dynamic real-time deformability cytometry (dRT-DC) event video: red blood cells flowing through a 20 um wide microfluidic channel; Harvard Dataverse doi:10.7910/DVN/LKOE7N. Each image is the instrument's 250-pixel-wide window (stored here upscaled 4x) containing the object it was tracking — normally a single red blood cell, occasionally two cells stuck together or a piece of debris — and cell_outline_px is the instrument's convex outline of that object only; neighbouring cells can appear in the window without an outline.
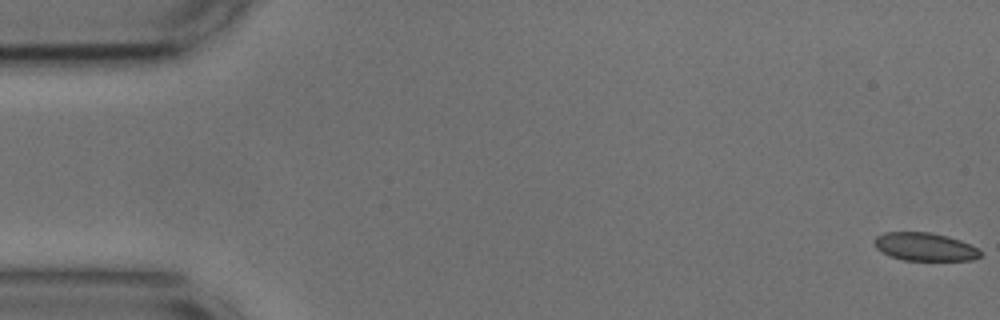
{"species": "common noctule bat (a hibernating species)", "species_latin": "Nyctalus noctula", "temperature_condition": "cold", "stored_images_in_passage": 55, "camera_frame_rate_fps": 3000, "um_per_image_px": 0.085, "animal": {"sex": "male", "body_mass_g": 17.9, "forearm_length_mm": 54.2}, "frame": {"image": 1, "passage_image": 1, "time_ms": 0.0, "image_size_px": [1000, 320], "cell_outline_px": [[984, 256], [976, 260], [904, 260], [892, 256], [876, 248], [872, 240], [876, 236], [884, 232], [932, 232], [948, 236], [960, 240], [984, 252]], "centroid_in_image_um": [78.65, 20.97], "position_along_channel_um": 6.3, "area_um2": 17.51}}
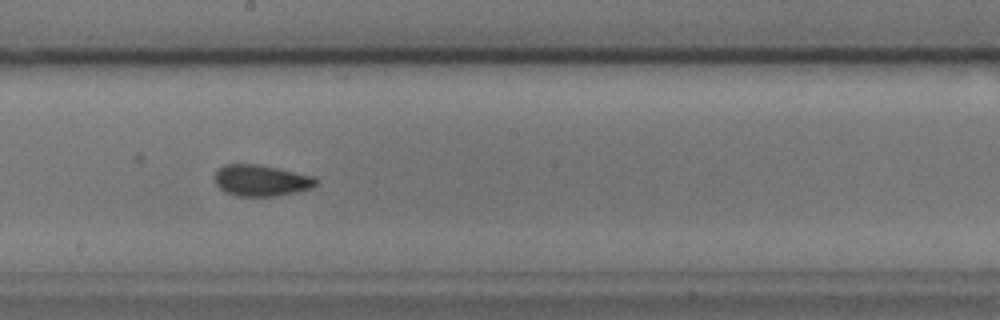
{"frame": {"image": 2, "passage_image": 30, "time_ms": 9.667, "image_size_px": [1000, 320], "cell_outline_px": [[320, 180], [312, 188], [276, 196], [236, 196], [224, 192], [216, 184], [216, 172], [224, 164], [260, 164], [316, 176]], "centroid_in_image_um": [22.24, 15.33], "position_along_channel_um": 226.0, "area_um2": 18.61}}
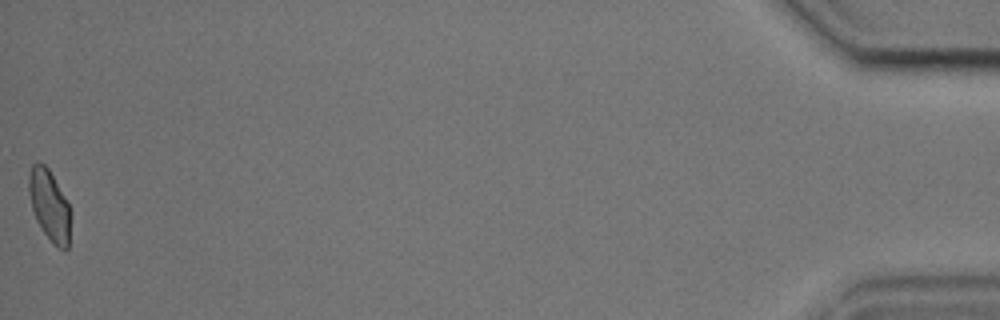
{"frame": {"image": 3, "passage_image": 55, "time_ms": 18.0, "image_size_px": [1000, 320], "cell_outline_px": [[68, 248], [64, 252], [52, 244], [36, 220], [32, 208], [28, 192], [28, 176], [32, 164], [44, 164], [48, 168], [68, 204]], "centroid_in_image_um": [4.15, 17.48], "position_along_channel_um": 431.0, "area_um2": 16.7}, "authors_computed_cell_mechanics": {"area_um2": 18.3226, "velocity_mm_per_s": 3.6486, "shape_relaxation_time_tau1_ms": 6.4552, "shape_relaxation_time_tau2_ms": 1.3809, "deformation_change_tau1": 0.1112, "deformation_change_tau2": 0.0454}}